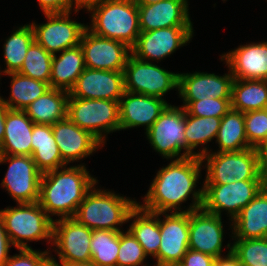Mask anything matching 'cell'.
Returning <instances> with one entry per match:
<instances>
[{
    "instance_id": "obj_1",
    "label": "cell",
    "mask_w": 267,
    "mask_h": 266,
    "mask_svg": "<svg viewBox=\"0 0 267 266\" xmlns=\"http://www.w3.org/2000/svg\"><path fill=\"white\" fill-rule=\"evenodd\" d=\"M200 157L188 156L172 159L158 170L152 180L143 204L138 205L153 213L191 212L202 208L203 187L195 189L203 167ZM192 195V203L185 210L181 208Z\"/></svg>"
},
{
    "instance_id": "obj_2",
    "label": "cell",
    "mask_w": 267,
    "mask_h": 266,
    "mask_svg": "<svg viewBox=\"0 0 267 266\" xmlns=\"http://www.w3.org/2000/svg\"><path fill=\"white\" fill-rule=\"evenodd\" d=\"M85 165L61 167L42 174L39 204L48 216L73 218L86 194L97 185Z\"/></svg>"
},
{
    "instance_id": "obj_3",
    "label": "cell",
    "mask_w": 267,
    "mask_h": 266,
    "mask_svg": "<svg viewBox=\"0 0 267 266\" xmlns=\"http://www.w3.org/2000/svg\"><path fill=\"white\" fill-rule=\"evenodd\" d=\"M95 187L96 185L86 194L73 218L91 230L124 231L120 226L128 222V217L138 202L108 189Z\"/></svg>"
},
{
    "instance_id": "obj_4",
    "label": "cell",
    "mask_w": 267,
    "mask_h": 266,
    "mask_svg": "<svg viewBox=\"0 0 267 266\" xmlns=\"http://www.w3.org/2000/svg\"><path fill=\"white\" fill-rule=\"evenodd\" d=\"M88 12L90 26L86 27L96 35L118 40L132 48L141 33L137 4L133 0H101Z\"/></svg>"
},
{
    "instance_id": "obj_5",
    "label": "cell",
    "mask_w": 267,
    "mask_h": 266,
    "mask_svg": "<svg viewBox=\"0 0 267 266\" xmlns=\"http://www.w3.org/2000/svg\"><path fill=\"white\" fill-rule=\"evenodd\" d=\"M0 210L7 236L16 249H32L28 242L46 240L52 244L53 220L39 202L18 203Z\"/></svg>"
},
{
    "instance_id": "obj_6",
    "label": "cell",
    "mask_w": 267,
    "mask_h": 266,
    "mask_svg": "<svg viewBox=\"0 0 267 266\" xmlns=\"http://www.w3.org/2000/svg\"><path fill=\"white\" fill-rule=\"evenodd\" d=\"M203 147L196 152L205 163L203 184H226L241 180H263L259 171V154L255 148L237 152H213ZM211 151V152H210ZM207 161V164H206Z\"/></svg>"
},
{
    "instance_id": "obj_7",
    "label": "cell",
    "mask_w": 267,
    "mask_h": 266,
    "mask_svg": "<svg viewBox=\"0 0 267 266\" xmlns=\"http://www.w3.org/2000/svg\"><path fill=\"white\" fill-rule=\"evenodd\" d=\"M67 117L103 145L107 134L120 131L119 101L69 97Z\"/></svg>"
},
{
    "instance_id": "obj_8",
    "label": "cell",
    "mask_w": 267,
    "mask_h": 266,
    "mask_svg": "<svg viewBox=\"0 0 267 266\" xmlns=\"http://www.w3.org/2000/svg\"><path fill=\"white\" fill-rule=\"evenodd\" d=\"M202 208L210 213L222 216V211L232 221L240 211L265 187L263 180H241L226 184H203Z\"/></svg>"
},
{
    "instance_id": "obj_9",
    "label": "cell",
    "mask_w": 267,
    "mask_h": 266,
    "mask_svg": "<svg viewBox=\"0 0 267 266\" xmlns=\"http://www.w3.org/2000/svg\"><path fill=\"white\" fill-rule=\"evenodd\" d=\"M186 111L181 106L168 105L146 131L149 143L167 160L186 157ZM183 149V150H182ZM183 151V153H181Z\"/></svg>"
},
{
    "instance_id": "obj_10",
    "label": "cell",
    "mask_w": 267,
    "mask_h": 266,
    "mask_svg": "<svg viewBox=\"0 0 267 266\" xmlns=\"http://www.w3.org/2000/svg\"><path fill=\"white\" fill-rule=\"evenodd\" d=\"M124 82L125 91L163 99L170 90L178 91L179 73L170 72L130 54L124 68Z\"/></svg>"
},
{
    "instance_id": "obj_11",
    "label": "cell",
    "mask_w": 267,
    "mask_h": 266,
    "mask_svg": "<svg viewBox=\"0 0 267 266\" xmlns=\"http://www.w3.org/2000/svg\"><path fill=\"white\" fill-rule=\"evenodd\" d=\"M9 163L1 187L5 188L16 203L39 201L42 173L31 156L0 154V164Z\"/></svg>"
},
{
    "instance_id": "obj_12",
    "label": "cell",
    "mask_w": 267,
    "mask_h": 266,
    "mask_svg": "<svg viewBox=\"0 0 267 266\" xmlns=\"http://www.w3.org/2000/svg\"><path fill=\"white\" fill-rule=\"evenodd\" d=\"M71 13H44L47 23L31 24L35 41L47 52L54 55L80 44L87 25L70 19Z\"/></svg>"
},
{
    "instance_id": "obj_13",
    "label": "cell",
    "mask_w": 267,
    "mask_h": 266,
    "mask_svg": "<svg viewBox=\"0 0 267 266\" xmlns=\"http://www.w3.org/2000/svg\"><path fill=\"white\" fill-rule=\"evenodd\" d=\"M193 27H167L152 31H141L131 54L136 58L152 62L170 57L179 47L190 43Z\"/></svg>"
},
{
    "instance_id": "obj_14",
    "label": "cell",
    "mask_w": 267,
    "mask_h": 266,
    "mask_svg": "<svg viewBox=\"0 0 267 266\" xmlns=\"http://www.w3.org/2000/svg\"><path fill=\"white\" fill-rule=\"evenodd\" d=\"M92 230L74 218L53 220L52 246L60 261L90 262Z\"/></svg>"
},
{
    "instance_id": "obj_15",
    "label": "cell",
    "mask_w": 267,
    "mask_h": 266,
    "mask_svg": "<svg viewBox=\"0 0 267 266\" xmlns=\"http://www.w3.org/2000/svg\"><path fill=\"white\" fill-rule=\"evenodd\" d=\"M80 46L85 66L90 69L124 71L131 48L125 43L96 35L87 27L83 31Z\"/></svg>"
},
{
    "instance_id": "obj_16",
    "label": "cell",
    "mask_w": 267,
    "mask_h": 266,
    "mask_svg": "<svg viewBox=\"0 0 267 266\" xmlns=\"http://www.w3.org/2000/svg\"><path fill=\"white\" fill-rule=\"evenodd\" d=\"M155 266H177L189 249V212L162 213Z\"/></svg>"
},
{
    "instance_id": "obj_17",
    "label": "cell",
    "mask_w": 267,
    "mask_h": 266,
    "mask_svg": "<svg viewBox=\"0 0 267 266\" xmlns=\"http://www.w3.org/2000/svg\"><path fill=\"white\" fill-rule=\"evenodd\" d=\"M124 92V71L86 67L69 91V97L119 101Z\"/></svg>"
},
{
    "instance_id": "obj_18",
    "label": "cell",
    "mask_w": 267,
    "mask_h": 266,
    "mask_svg": "<svg viewBox=\"0 0 267 266\" xmlns=\"http://www.w3.org/2000/svg\"><path fill=\"white\" fill-rule=\"evenodd\" d=\"M222 217L207 212L203 208L189 212V249L211 255H222Z\"/></svg>"
},
{
    "instance_id": "obj_19",
    "label": "cell",
    "mask_w": 267,
    "mask_h": 266,
    "mask_svg": "<svg viewBox=\"0 0 267 266\" xmlns=\"http://www.w3.org/2000/svg\"><path fill=\"white\" fill-rule=\"evenodd\" d=\"M234 76L230 72L224 75L194 72L179 73L178 93L182 101L203 100L206 98H231Z\"/></svg>"
},
{
    "instance_id": "obj_20",
    "label": "cell",
    "mask_w": 267,
    "mask_h": 266,
    "mask_svg": "<svg viewBox=\"0 0 267 266\" xmlns=\"http://www.w3.org/2000/svg\"><path fill=\"white\" fill-rule=\"evenodd\" d=\"M52 131L66 165L83 160L103 146L89 131L79 128L68 117L54 123Z\"/></svg>"
},
{
    "instance_id": "obj_21",
    "label": "cell",
    "mask_w": 267,
    "mask_h": 266,
    "mask_svg": "<svg viewBox=\"0 0 267 266\" xmlns=\"http://www.w3.org/2000/svg\"><path fill=\"white\" fill-rule=\"evenodd\" d=\"M220 56L234 79L267 80V41L246 43Z\"/></svg>"
},
{
    "instance_id": "obj_22",
    "label": "cell",
    "mask_w": 267,
    "mask_h": 266,
    "mask_svg": "<svg viewBox=\"0 0 267 266\" xmlns=\"http://www.w3.org/2000/svg\"><path fill=\"white\" fill-rule=\"evenodd\" d=\"M168 105L164 99L125 91L119 100L120 130L144 126L147 131Z\"/></svg>"
},
{
    "instance_id": "obj_23",
    "label": "cell",
    "mask_w": 267,
    "mask_h": 266,
    "mask_svg": "<svg viewBox=\"0 0 267 266\" xmlns=\"http://www.w3.org/2000/svg\"><path fill=\"white\" fill-rule=\"evenodd\" d=\"M188 5V0H162L150 5H137L140 30L193 27Z\"/></svg>"
},
{
    "instance_id": "obj_24",
    "label": "cell",
    "mask_w": 267,
    "mask_h": 266,
    "mask_svg": "<svg viewBox=\"0 0 267 266\" xmlns=\"http://www.w3.org/2000/svg\"><path fill=\"white\" fill-rule=\"evenodd\" d=\"M232 238L267 237V187H264L232 221Z\"/></svg>"
},
{
    "instance_id": "obj_25",
    "label": "cell",
    "mask_w": 267,
    "mask_h": 266,
    "mask_svg": "<svg viewBox=\"0 0 267 266\" xmlns=\"http://www.w3.org/2000/svg\"><path fill=\"white\" fill-rule=\"evenodd\" d=\"M33 126L34 123L24 110L9 109L0 154L31 156Z\"/></svg>"
},
{
    "instance_id": "obj_26",
    "label": "cell",
    "mask_w": 267,
    "mask_h": 266,
    "mask_svg": "<svg viewBox=\"0 0 267 266\" xmlns=\"http://www.w3.org/2000/svg\"><path fill=\"white\" fill-rule=\"evenodd\" d=\"M60 53L52 57L50 88L69 92L86 68L84 55L80 44Z\"/></svg>"
},
{
    "instance_id": "obj_27",
    "label": "cell",
    "mask_w": 267,
    "mask_h": 266,
    "mask_svg": "<svg viewBox=\"0 0 267 266\" xmlns=\"http://www.w3.org/2000/svg\"><path fill=\"white\" fill-rule=\"evenodd\" d=\"M160 216V217H159ZM162 213H153L142 209L138 204L131 211L128 231L137 239L147 256L155 258L161 242L160 218Z\"/></svg>"
},
{
    "instance_id": "obj_28",
    "label": "cell",
    "mask_w": 267,
    "mask_h": 266,
    "mask_svg": "<svg viewBox=\"0 0 267 266\" xmlns=\"http://www.w3.org/2000/svg\"><path fill=\"white\" fill-rule=\"evenodd\" d=\"M69 92L50 88L24 111L34 124H48L67 118Z\"/></svg>"
},
{
    "instance_id": "obj_29",
    "label": "cell",
    "mask_w": 267,
    "mask_h": 266,
    "mask_svg": "<svg viewBox=\"0 0 267 266\" xmlns=\"http://www.w3.org/2000/svg\"><path fill=\"white\" fill-rule=\"evenodd\" d=\"M31 145V157L42 174L66 166L55 142L52 125L34 124Z\"/></svg>"
},
{
    "instance_id": "obj_30",
    "label": "cell",
    "mask_w": 267,
    "mask_h": 266,
    "mask_svg": "<svg viewBox=\"0 0 267 266\" xmlns=\"http://www.w3.org/2000/svg\"><path fill=\"white\" fill-rule=\"evenodd\" d=\"M231 108L243 113L267 109V80L234 79Z\"/></svg>"
},
{
    "instance_id": "obj_31",
    "label": "cell",
    "mask_w": 267,
    "mask_h": 266,
    "mask_svg": "<svg viewBox=\"0 0 267 266\" xmlns=\"http://www.w3.org/2000/svg\"><path fill=\"white\" fill-rule=\"evenodd\" d=\"M217 152H237L249 149L245 132L244 113L230 109L222 118L215 141Z\"/></svg>"
},
{
    "instance_id": "obj_32",
    "label": "cell",
    "mask_w": 267,
    "mask_h": 266,
    "mask_svg": "<svg viewBox=\"0 0 267 266\" xmlns=\"http://www.w3.org/2000/svg\"><path fill=\"white\" fill-rule=\"evenodd\" d=\"M4 75H8L12 79L10 82V98H2L3 103L9 109L24 110L50 89L48 83L30 78L18 72Z\"/></svg>"
},
{
    "instance_id": "obj_33",
    "label": "cell",
    "mask_w": 267,
    "mask_h": 266,
    "mask_svg": "<svg viewBox=\"0 0 267 266\" xmlns=\"http://www.w3.org/2000/svg\"><path fill=\"white\" fill-rule=\"evenodd\" d=\"M17 28L3 44L6 68L0 71L1 75L19 72L30 45L35 41L31 24Z\"/></svg>"
},
{
    "instance_id": "obj_34",
    "label": "cell",
    "mask_w": 267,
    "mask_h": 266,
    "mask_svg": "<svg viewBox=\"0 0 267 266\" xmlns=\"http://www.w3.org/2000/svg\"><path fill=\"white\" fill-rule=\"evenodd\" d=\"M221 118L216 117H197L186 113L185 138H186V157L196 156V149L199 145L204 146L216 139Z\"/></svg>"
},
{
    "instance_id": "obj_35",
    "label": "cell",
    "mask_w": 267,
    "mask_h": 266,
    "mask_svg": "<svg viewBox=\"0 0 267 266\" xmlns=\"http://www.w3.org/2000/svg\"><path fill=\"white\" fill-rule=\"evenodd\" d=\"M119 233L112 230H92L91 261L96 266H117Z\"/></svg>"
},
{
    "instance_id": "obj_36",
    "label": "cell",
    "mask_w": 267,
    "mask_h": 266,
    "mask_svg": "<svg viewBox=\"0 0 267 266\" xmlns=\"http://www.w3.org/2000/svg\"><path fill=\"white\" fill-rule=\"evenodd\" d=\"M52 57L53 54L47 52L40 44L34 41L30 45L18 73L50 85Z\"/></svg>"
},
{
    "instance_id": "obj_37",
    "label": "cell",
    "mask_w": 267,
    "mask_h": 266,
    "mask_svg": "<svg viewBox=\"0 0 267 266\" xmlns=\"http://www.w3.org/2000/svg\"><path fill=\"white\" fill-rule=\"evenodd\" d=\"M232 252L242 266H267V237L260 239H233Z\"/></svg>"
},
{
    "instance_id": "obj_38",
    "label": "cell",
    "mask_w": 267,
    "mask_h": 266,
    "mask_svg": "<svg viewBox=\"0 0 267 266\" xmlns=\"http://www.w3.org/2000/svg\"><path fill=\"white\" fill-rule=\"evenodd\" d=\"M186 113L197 117L222 118L231 109V98H204L203 100L183 101Z\"/></svg>"
},
{
    "instance_id": "obj_39",
    "label": "cell",
    "mask_w": 267,
    "mask_h": 266,
    "mask_svg": "<svg viewBox=\"0 0 267 266\" xmlns=\"http://www.w3.org/2000/svg\"><path fill=\"white\" fill-rule=\"evenodd\" d=\"M146 257L137 239L128 230L120 231L117 266H146L143 264Z\"/></svg>"
},
{
    "instance_id": "obj_40",
    "label": "cell",
    "mask_w": 267,
    "mask_h": 266,
    "mask_svg": "<svg viewBox=\"0 0 267 266\" xmlns=\"http://www.w3.org/2000/svg\"><path fill=\"white\" fill-rule=\"evenodd\" d=\"M245 132L250 148L267 142V109L244 113Z\"/></svg>"
},
{
    "instance_id": "obj_41",
    "label": "cell",
    "mask_w": 267,
    "mask_h": 266,
    "mask_svg": "<svg viewBox=\"0 0 267 266\" xmlns=\"http://www.w3.org/2000/svg\"><path fill=\"white\" fill-rule=\"evenodd\" d=\"M19 254L9 256L3 266H41L42 262L49 256L50 250L37 251L33 249H18Z\"/></svg>"
},
{
    "instance_id": "obj_42",
    "label": "cell",
    "mask_w": 267,
    "mask_h": 266,
    "mask_svg": "<svg viewBox=\"0 0 267 266\" xmlns=\"http://www.w3.org/2000/svg\"><path fill=\"white\" fill-rule=\"evenodd\" d=\"M214 261L215 257L211 255L188 249L177 266H213Z\"/></svg>"
},
{
    "instance_id": "obj_43",
    "label": "cell",
    "mask_w": 267,
    "mask_h": 266,
    "mask_svg": "<svg viewBox=\"0 0 267 266\" xmlns=\"http://www.w3.org/2000/svg\"><path fill=\"white\" fill-rule=\"evenodd\" d=\"M43 13H64L72 11L70 0H38Z\"/></svg>"
},
{
    "instance_id": "obj_44",
    "label": "cell",
    "mask_w": 267,
    "mask_h": 266,
    "mask_svg": "<svg viewBox=\"0 0 267 266\" xmlns=\"http://www.w3.org/2000/svg\"><path fill=\"white\" fill-rule=\"evenodd\" d=\"M11 245L3 222L0 220V266H3L9 259L10 255H8V253Z\"/></svg>"
},
{
    "instance_id": "obj_45",
    "label": "cell",
    "mask_w": 267,
    "mask_h": 266,
    "mask_svg": "<svg viewBox=\"0 0 267 266\" xmlns=\"http://www.w3.org/2000/svg\"><path fill=\"white\" fill-rule=\"evenodd\" d=\"M229 251L225 256H220L215 258L213 266H242L238 257L232 252V245L231 243L227 244Z\"/></svg>"
},
{
    "instance_id": "obj_46",
    "label": "cell",
    "mask_w": 267,
    "mask_h": 266,
    "mask_svg": "<svg viewBox=\"0 0 267 266\" xmlns=\"http://www.w3.org/2000/svg\"><path fill=\"white\" fill-rule=\"evenodd\" d=\"M259 154V171L263 178L265 187H267V142L262 144L258 149Z\"/></svg>"
},
{
    "instance_id": "obj_47",
    "label": "cell",
    "mask_w": 267,
    "mask_h": 266,
    "mask_svg": "<svg viewBox=\"0 0 267 266\" xmlns=\"http://www.w3.org/2000/svg\"><path fill=\"white\" fill-rule=\"evenodd\" d=\"M101 0H70V5L75 11V13L79 12V10H82V8L89 9L96 3L100 2Z\"/></svg>"
},
{
    "instance_id": "obj_48",
    "label": "cell",
    "mask_w": 267,
    "mask_h": 266,
    "mask_svg": "<svg viewBox=\"0 0 267 266\" xmlns=\"http://www.w3.org/2000/svg\"><path fill=\"white\" fill-rule=\"evenodd\" d=\"M9 108L3 103L2 96H0V145L4 139L5 133V118Z\"/></svg>"
},
{
    "instance_id": "obj_49",
    "label": "cell",
    "mask_w": 267,
    "mask_h": 266,
    "mask_svg": "<svg viewBox=\"0 0 267 266\" xmlns=\"http://www.w3.org/2000/svg\"><path fill=\"white\" fill-rule=\"evenodd\" d=\"M50 254L41 264V266H64L63 261L59 260V263L57 260H55L56 257H53V255ZM61 263V264H60Z\"/></svg>"
},
{
    "instance_id": "obj_50",
    "label": "cell",
    "mask_w": 267,
    "mask_h": 266,
    "mask_svg": "<svg viewBox=\"0 0 267 266\" xmlns=\"http://www.w3.org/2000/svg\"><path fill=\"white\" fill-rule=\"evenodd\" d=\"M64 266H96L92 261L90 262H69L63 261Z\"/></svg>"
},
{
    "instance_id": "obj_51",
    "label": "cell",
    "mask_w": 267,
    "mask_h": 266,
    "mask_svg": "<svg viewBox=\"0 0 267 266\" xmlns=\"http://www.w3.org/2000/svg\"><path fill=\"white\" fill-rule=\"evenodd\" d=\"M137 5H150L162 0H133Z\"/></svg>"
}]
</instances>
